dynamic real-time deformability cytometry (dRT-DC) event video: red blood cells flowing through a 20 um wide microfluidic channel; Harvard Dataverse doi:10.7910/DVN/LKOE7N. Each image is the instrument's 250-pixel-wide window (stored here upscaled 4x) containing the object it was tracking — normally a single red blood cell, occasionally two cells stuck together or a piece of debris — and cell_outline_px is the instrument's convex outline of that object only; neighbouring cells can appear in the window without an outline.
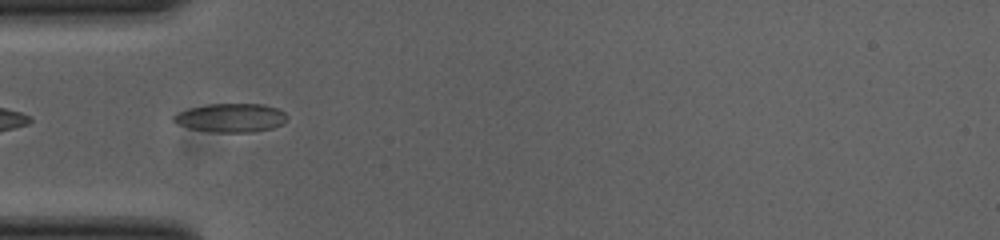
{"species": "common noctule bat (a hibernating species)", "species_latin": "Nyctalus noctula", "temperature_condition": "cold", "stored_images_in_passage": 33, "camera_frame_rate_fps": 3000, "um_per_image_px": 0.085, "animal": {"sex": "female", "body_mass_g": 23.0, "forearm_length_mm": 53.4}, "frame": {"image": 1, "passage_image": 2, "time_ms": 0.333, "image_size_px": [1000, 240], "cell_outline_px": [[288, 120], [284, 124], [272, 128], [252, 132], [216, 132], [192, 128], [176, 124], [172, 120], [172, 116], [176, 112], [188, 108], [208, 104], [264, 104], [276, 108], [284, 112], [288, 116]], "centroid_in_image_um": [19.63, 10.0], "position_along_channel_um": 65.4, "area_um2": 19.13}}
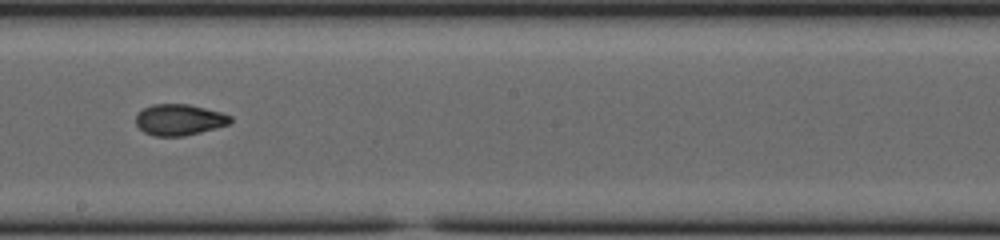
{"frame": {"image": 2, "passage_image": 15, "time_ms": 4.667, "image_size_px": [1000, 240], "cell_outline_px": [[232, 120], [228, 124], [200, 132], [184, 136], [156, 136], [144, 132], [136, 124], [136, 116], [144, 108], [152, 104], [188, 104], [220, 112], [232, 116]], "centroid_in_image_um": [15.23, 10.18], "position_along_channel_um": 233.0, "area_um2": 16.94}}
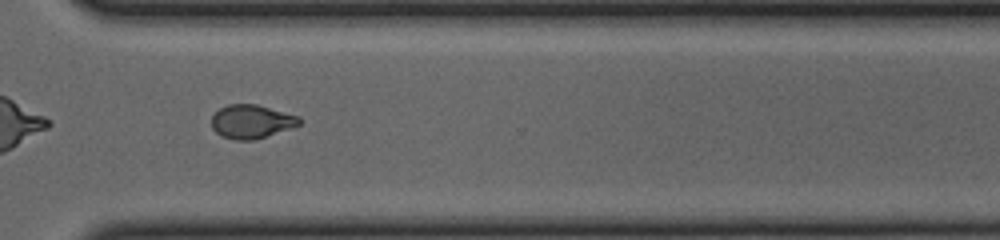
{"frame": {"image": 3, "passage_image": 24, "time_ms": 7.667, "image_size_px": [1000, 240], "cell_outline_px": [[300, 124], [256, 140], [236, 140], [220, 136], [212, 128], [212, 116], [220, 108], [228, 104], [256, 104], [300, 116]], "centroid_in_image_um": [21.35, 10.33], "position_along_channel_um": 349.2, "area_um2": 17.17}, "authors_computed_cell_mechanics": {"area_um2": 17.4556, "velocity_mm_per_s": 3.8709, "shape_relaxation_time_tau1_ms": 8.0723, "shape_relaxation_time_tau2_ms": 2.4013, "deformation_change_tau1": 0.1869, "deformation_change_tau2": 0.0681}}